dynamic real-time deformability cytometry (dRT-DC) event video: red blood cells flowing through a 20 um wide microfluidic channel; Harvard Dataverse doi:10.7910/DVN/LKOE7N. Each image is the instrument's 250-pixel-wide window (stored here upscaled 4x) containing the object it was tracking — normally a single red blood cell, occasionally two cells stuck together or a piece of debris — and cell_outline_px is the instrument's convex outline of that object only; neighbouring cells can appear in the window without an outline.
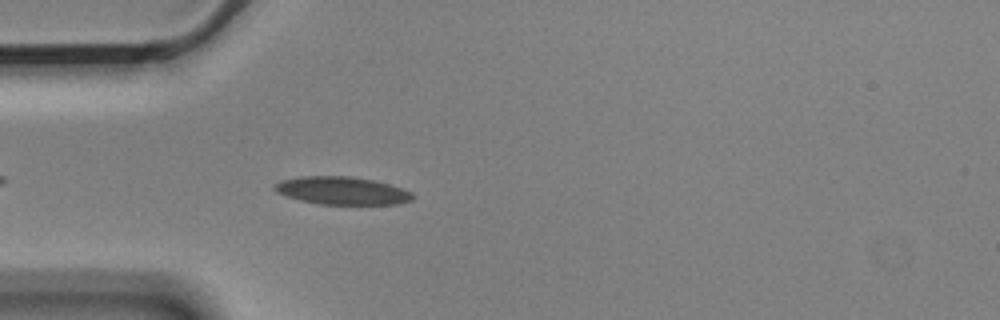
{"species": "Egyptian fruit bat (a non-hibernating species)", "species_latin": "Rousettus aegyptiacus", "temperature_condition": "cold", "stored_images_in_passage": 8, "camera_frame_rate_fps": 3000, "um_per_image_px": 0.085, "animal": {"sex": "male"}, "frame": {"image": 1, "passage_image": 8, "time_ms": 2.333, "image_size_px": [1000, 320], "cell_outline_px": [[416, 196], [412, 200], [396, 204], [320, 204], [300, 200], [276, 192], [272, 188], [272, 184], [280, 180], [300, 176], [352, 176], [372, 180], [388, 184], [412, 192]], "centroid_in_image_um": [29.03, 16.2], "position_along_channel_um": 56.0, "area_um2": 22.43}}